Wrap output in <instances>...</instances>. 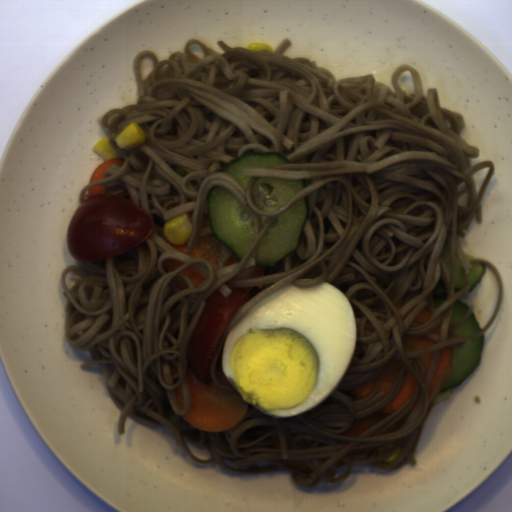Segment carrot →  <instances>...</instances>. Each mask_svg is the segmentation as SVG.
Masks as SVG:
<instances>
[{"label":"carrot","instance_id":"14","mask_svg":"<svg viewBox=\"0 0 512 512\" xmlns=\"http://www.w3.org/2000/svg\"><path fill=\"white\" fill-rule=\"evenodd\" d=\"M164 263H165V267H166L168 273L175 272L179 267L186 264L183 261H180L177 259H172V258H168V259L164 260Z\"/></svg>","mask_w":512,"mask_h":512},{"label":"carrot","instance_id":"25","mask_svg":"<svg viewBox=\"0 0 512 512\" xmlns=\"http://www.w3.org/2000/svg\"><path fill=\"white\" fill-rule=\"evenodd\" d=\"M414 309H415V308L413 307V308H411L407 313H405V314L402 316V317H403V319H405L406 317H408V316L413 312V310H414Z\"/></svg>","mask_w":512,"mask_h":512},{"label":"carrot","instance_id":"13","mask_svg":"<svg viewBox=\"0 0 512 512\" xmlns=\"http://www.w3.org/2000/svg\"><path fill=\"white\" fill-rule=\"evenodd\" d=\"M432 315V312L429 309H422L415 317L414 323L418 325H424L428 322Z\"/></svg>","mask_w":512,"mask_h":512},{"label":"carrot","instance_id":"7","mask_svg":"<svg viewBox=\"0 0 512 512\" xmlns=\"http://www.w3.org/2000/svg\"><path fill=\"white\" fill-rule=\"evenodd\" d=\"M124 162L125 160L123 159H119V158H112V159H109L108 161H104L102 164L98 165L97 168L94 170L91 178H90V181L89 183H93V182H96L98 180H101L103 179L104 177V172L108 169V168H111L112 165H115L117 166L118 168H122L123 165H124Z\"/></svg>","mask_w":512,"mask_h":512},{"label":"carrot","instance_id":"23","mask_svg":"<svg viewBox=\"0 0 512 512\" xmlns=\"http://www.w3.org/2000/svg\"><path fill=\"white\" fill-rule=\"evenodd\" d=\"M173 281H174V283L178 286V288H179L180 290L188 289V288H187V286H186L183 282H181L180 280H175V279H174Z\"/></svg>","mask_w":512,"mask_h":512},{"label":"carrot","instance_id":"19","mask_svg":"<svg viewBox=\"0 0 512 512\" xmlns=\"http://www.w3.org/2000/svg\"><path fill=\"white\" fill-rule=\"evenodd\" d=\"M104 191V187L103 185H96V186H91L90 188H88V198L92 197V196H95V195H98V194H102Z\"/></svg>","mask_w":512,"mask_h":512},{"label":"carrot","instance_id":"1","mask_svg":"<svg viewBox=\"0 0 512 512\" xmlns=\"http://www.w3.org/2000/svg\"><path fill=\"white\" fill-rule=\"evenodd\" d=\"M185 378L190 397V408L180 415L197 430L226 432L240 424L250 404L245 402L237 390L225 391L213 383L204 384L194 374L190 363Z\"/></svg>","mask_w":512,"mask_h":512},{"label":"carrot","instance_id":"3","mask_svg":"<svg viewBox=\"0 0 512 512\" xmlns=\"http://www.w3.org/2000/svg\"><path fill=\"white\" fill-rule=\"evenodd\" d=\"M222 242L215 235L199 238L189 256L203 259L210 263L214 271L221 268Z\"/></svg>","mask_w":512,"mask_h":512},{"label":"carrot","instance_id":"16","mask_svg":"<svg viewBox=\"0 0 512 512\" xmlns=\"http://www.w3.org/2000/svg\"><path fill=\"white\" fill-rule=\"evenodd\" d=\"M175 394H176L178 406H179V408H181L183 410L184 405H185V399H184V392H183V388H182L181 384L175 388Z\"/></svg>","mask_w":512,"mask_h":512},{"label":"carrot","instance_id":"22","mask_svg":"<svg viewBox=\"0 0 512 512\" xmlns=\"http://www.w3.org/2000/svg\"><path fill=\"white\" fill-rule=\"evenodd\" d=\"M210 224H211V221H210L209 214L204 213L201 229L210 226Z\"/></svg>","mask_w":512,"mask_h":512},{"label":"carrot","instance_id":"11","mask_svg":"<svg viewBox=\"0 0 512 512\" xmlns=\"http://www.w3.org/2000/svg\"><path fill=\"white\" fill-rule=\"evenodd\" d=\"M421 397V391L418 395V397L416 398L414 404L412 405V407L410 408V410L403 416L401 417L398 421H396L395 423L389 425L385 430H383L380 434H386V433H391V432H396L397 430H399L402 425L405 423L406 419L408 418V416L410 415V413L413 411V409L415 408V406L417 405L419 399ZM379 434V435H380Z\"/></svg>","mask_w":512,"mask_h":512},{"label":"carrot","instance_id":"4","mask_svg":"<svg viewBox=\"0 0 512 512\" xmlns=\"http://www.w3.org/2000/svg\"><path fill=\"white\" fill-rule=\"evenodd\" d=\"M454 349L453 347H450V346H446L443 348L440 356H439V359L437 361V364H436V367H435V370H434V373L432 375V378H431V381H430V384H429V388H428V391H427V395H428V398L431 396L441 374L443 371L446 372L442 382L440 383L438 389H437V392H436V395L435 397L433 398V400L431 401L430 405H429V408H428V411L426 413V416H425V421L427 420V418L429 417L430 413H431V409H432V406H433V403L434 401L436 400V398L438 397V395L440 394L441 390L443 389V387L445 386L447 380H448V377L451 373V370H452V363H453V357H454Z\"/></svg>","mask_w":512,"mask_h":512},{"label":"carrot","instance_id":"15","mask_svg":"<svg viewBox=\"0 0 512 512\" xmlns=\"http://www.w3.org/2000/svg\"><path fill=\"white\" fill-rule=\"evenodd\" d=\"M283 460L285 461L286 464H289L298 470L312 472L304 460H292V459H283Z\"/></svg>","mask_w":512,"mask_h":512},{"label":"carrot","instance_id":"18","mask_svg":"<svg viewBox=\"0 0 512 512\" xmlns=\"http://www.w3.org/2000/svg\"><path fill=\"white\" fill-rule=\"evenodd\" d=\"M383 446H385V445H378V446H373V447L350 450L348 454H363V453H368V452H374Z\"/></svg>","mask_w":512,"mask_h":512},{"label":"carrot","instance_id":"10","mask_svg":"<svg viewBox=\"0 0 512 512\" xmlns=\"http://www.w3.org/2000/svg\"><path fill=\"white\" fill-rule=\"evenodd\" d=\"M180 273H182L183 275H185L187 278H189L193 285L195 286V288L197 286H199L200 284H202L203 282L206 281V277L200 272L198 271L195 267H186L184 268Z\"/></svg>","mask_w":512,"mask_h":512},{"label":"carrot","instance_id":"20","mask_svg":"<svg viewBox=\"0 0 512 512\" xmlns=\"http://www.w3.org/2000/svg\"><path fill=\"white\" fill-rule=\"evenodd\" d=\"M266 269H267V266L259 267V266L256 265L254 270H253V272H252V274L247 279H249V278H258L260 276H263L265 271H266Z\"/></svg>","mask_w":512,"mask_h":512},{"label":"carrot","instance_id":"21","mask_svg":"<svg viewBox=\"0 0 512 512\" xmlns=\"http://www.w3.org/2000/svg\"><path fill=\"white\" fill-rule=\"evenodd\" d=\"M238 263H241L240 260L238 259L237 256L233 255L225 261L224 267H228V266L235 265Z\"/></svg>","mask_w":512,"mask_h":512},{"label":"carrot","instance_id":"12","mask_svg":"<svg viewBox=\"0 0 512 512\" xmlns=\"http://www.w3.org/2000/svg\"><path fill=\"white\" fill-rule=\"evenodd\" d=\"M434 352L426 353L424 355L419 356V358L424 366V377H423L424 383L426 382L427 375H428V372L431 367V361H432V356H433Z\"/></svg>","mask_w":512,"mask_h":512},{"label":"carrot","instance_id":"24","mask_svg":"<svg viewBox=\"0 0 512 512\" xmlns=\"http://www.w3.org/2000/svg\"><path fill=\"white\" fill-rule=\"evenodd\" d=\"M441 324L442 321L431 332H433L434 334L441 335Z\"/></svg>","mask_w":512,"mask_h":512},{"label":"carrot","instance_id":"2","mask_svg":"<svg viewBox=\"0 0 512 512\" xmlns=\"http://www.w3.org/2000/svg\"><path fill=\"white\" fill-rule=\"evenodd\" d=\"M416 388V379L408 371L399 391L383 407L369 414L368 416L354 420L350 429L346 432L347 437H358L386 418L396 413L410 398Z\"/></svg>","mask_w":512,"mask_h":512},{"label":"carrot","instance_id":"5","mask_svg":"<svg viewBox=\"0 0 512 512\" xmlns=\"http://www.w3.org/2000/svg\"><path fill=\"white\" fill-rule=\"evenodd\" d=\"M403 365L402 360L396 358L382 367L379 373L378 388L374 396L378 395L380 392H385L386 395L388 394L396 384Z\"/></svg>","mask_w":512,"mask_h":512},{"label":"carrot","instance_id":"6","mask_svg":"<svg viewBox=\"0 0 512 512\" xmlns=\"http://www.w3.org/2000/svg\"><path fill=\"white\" fill-rule=\"evenodd\" d=\"M436 343H439V342L424 335V334L421 336L404 335V337H403L404 346L407 347L412 352L419 350L421 348L427 347V346L434 345Z\"/></svg>","mask_w":512,"mask_h":512},{"label":"carrot","instance_id":"9","mask_svg":"<svg viewBox=\"0 0 512 512\" xmlns=\"http://www.w3.org/2000/svg\"><path fill=\"white\" fill-rule=\"evenodd\" d=\"M375 378L354 388H351V395L354 398H364L374 391Z\"/></svg>","mask_w":512,"mask_h":512},{"label":"carrot","instance_id":"17","mask_svg":"<svg viewBox=\"0 0 512 512\" xmlns=\"http://www.w3.org/2000/svg\"><path fill=\"white\" fill-rule=\"evenodd\" d=\"M162 237H163V240L165 242H167L174 250H177V251H180V252H183V251H186L188 250V241L189 239L183 244V245H174L172 244L165 236L164 232L162 234Z\"/></svg>","mask_w":512,"mask_h":512},{"label":"carrot","instance_id":"8","mask_svg":"<svg viewBox=\"0 0 512 512\" xmlns=\"http://www.w3.org/2000/svg\"><path fill=\"white\" fill-rule=\"evenodd\" d=\"M223 352L224 348L221 350L215 363V379L217 382L224 383L229 387H234L223 370Z\"/></svg>","mask_w":512,"mask_h":512}]
</instances>
